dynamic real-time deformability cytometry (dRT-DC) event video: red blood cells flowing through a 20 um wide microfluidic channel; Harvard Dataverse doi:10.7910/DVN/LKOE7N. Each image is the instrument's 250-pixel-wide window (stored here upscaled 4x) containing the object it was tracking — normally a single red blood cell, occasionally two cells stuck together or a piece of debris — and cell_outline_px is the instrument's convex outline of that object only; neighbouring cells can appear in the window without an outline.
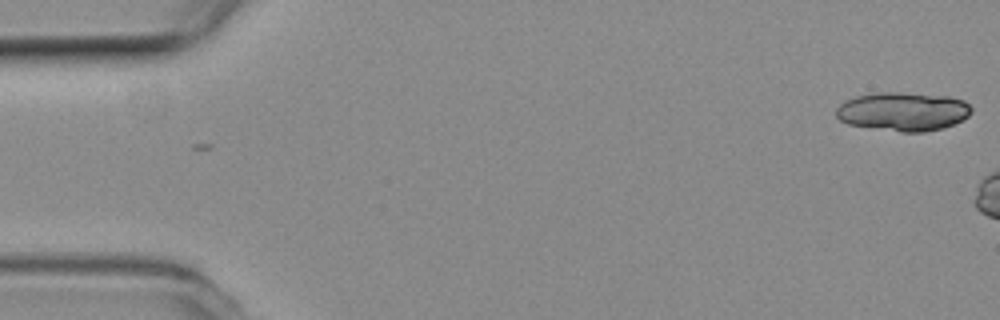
{"species": "common noctule bat (a hibernating species)", "species_latin": "Nyctalus noctula", "temperature_condition": "room temperature", "stored_images_in_passage": 2, "camera_frame_rate_fps": 3000, "um_per_image_px": 0.085, "animal": {"sex": "female", "body_mass_g": 19.3, "forearm_length_mm": 54.1}, "frame": {"image": 1, "passage_image": 1, "time_ms": 0.0, "image_size_px": [1000, 320], "cell_outline_px": [[972, 112], [964, 120], [940, 128], [924, 132], [900, 132], [848, 124], [840, 120], [836, 116], [836, 108], [844, 100], [856, 96], [876, 92], [900, 92], [948, 96], [964, 100], [972, 108]], "centroid_in_image_um": [76.75, 9.47], "position_along_channel_um": 8.2, "area_um2": 30.69}}